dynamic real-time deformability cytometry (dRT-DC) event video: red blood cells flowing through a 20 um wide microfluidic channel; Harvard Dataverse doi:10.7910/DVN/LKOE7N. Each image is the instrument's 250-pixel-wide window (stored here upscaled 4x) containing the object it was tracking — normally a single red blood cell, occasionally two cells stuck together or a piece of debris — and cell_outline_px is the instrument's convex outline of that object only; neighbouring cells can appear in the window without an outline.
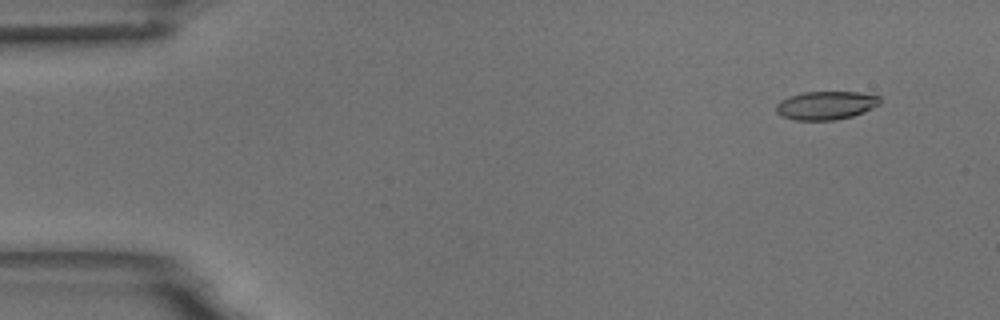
{"species": "common noctule bat (a hibernating species)", "species_latin": "Nyctalus noctula", "temperature_condition": "room temperature", "stored_images_in_passage": 5, "camera_frame_rate_fps": 3000, "um_per_image_px": 0.085, "animal": {"sex": "male", "body_mass_g": 18.8}, "frame": {"image": 1, "passage_image": 2, "time_ms": 1.0, "image_size_px": [1000, 320], "cell_outline_px": [[880, 104], [864, 112], [852, 116], [836, 120], [796, 120], [780, 116], [776, 112], [776, 104], [780, 100], [804, 92], [856, 92], [880, 96]], "centroid_in_image_um": [70.2, 8.96], "position_along_channel_um": 14.8, "area_um2": 17.17}}
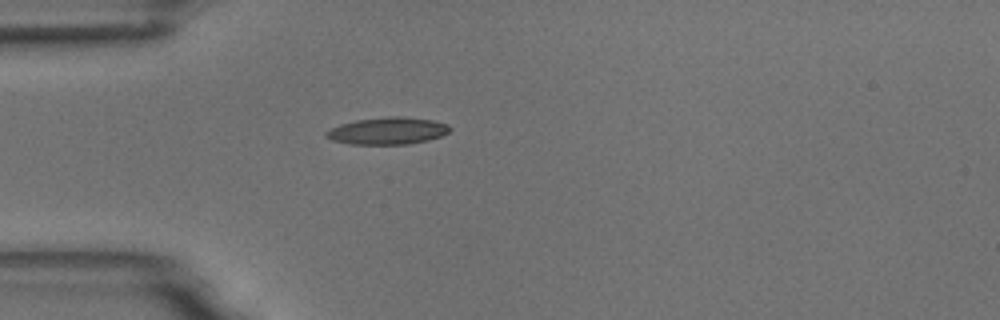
{"frame": {"image": 2, "passage_image": 5, "time_ms": 4.667, "image_size_px": [1000, 320], "cell_outline_px": [[452, 128], [448, 132], [440, 136], [428, 140], [408, 144], [348, 144], [332, 140], [324, 136], [324, 132], [340, 124], [356, 120], [388, 116], [404, 116], [432, 120], [448, 124]], "centroid_in_image_um": [32.93, 11.12], "position_along_channel_um": 52.1, "area_um2": 19.59}}